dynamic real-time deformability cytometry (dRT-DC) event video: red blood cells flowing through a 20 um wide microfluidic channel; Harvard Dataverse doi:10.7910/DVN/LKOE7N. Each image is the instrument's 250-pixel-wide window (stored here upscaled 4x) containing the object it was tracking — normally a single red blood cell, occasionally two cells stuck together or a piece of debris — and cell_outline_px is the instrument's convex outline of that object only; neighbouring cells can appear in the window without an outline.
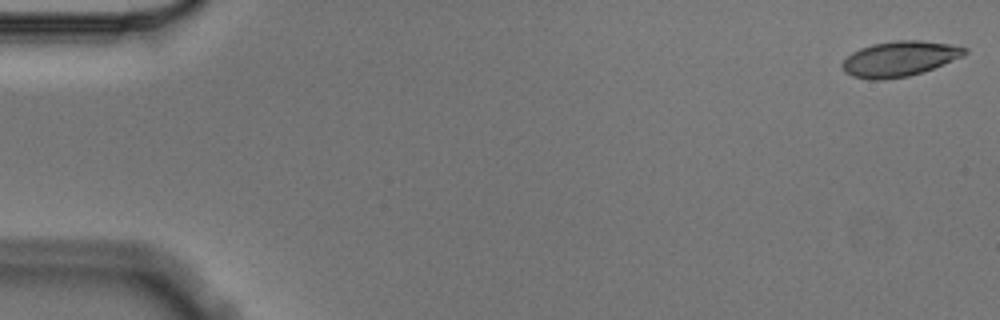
{"species": "Egyptian fruit bat (a non-hibernating species)", "species_latin": "Rousettus aegyptiacus", "temperature_condition": "cold", "stored_images_in_passage": 5, "camera_frame_rate_fps": 3000, "um_per_image_px": 0.085, "animal": {"sex": "male"}, "frame": {"image": 1, "passage_image": 1, "time_ms": 0.0, "image_size_px": [1000, 320], "cell_outline_px": [[968, 52], [964, 56], [932, 68], [908, 76], [880, 80], [868, 80], [852, 76], [844, 72], [840, 64], [852, 52], [860, 48], [872, 44], [896, 40], [920, 40], [948, 44], [968, 48]], "centroid_in_image_um": [76.43, 4.99], "position_along_channel_um": 8.6, "area_um2": 25.09}}
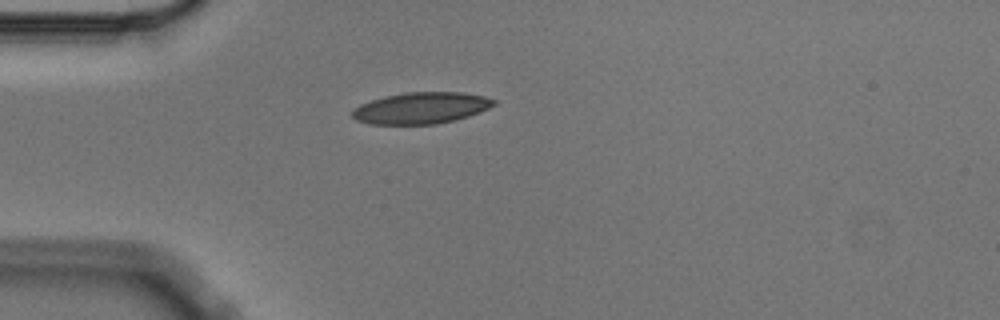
{"frame": {"image": 2, "passage_image": 5, "time_ms": 1.333, "image_size_px": [1000, 320], "cell_outline_px": [[496, 104], [480, 112], [468, 116], [436, 124], [368, 124], [356, 120], [352, 116], [352, 108], [360, 104], [384, 96], [404, 92], [464, 92], [484, 96], [496, 100]], "centroid_in_image_um": [35.77, 9.17], "position_along_channel_um": 49.2, "area_um2": 26.01}}